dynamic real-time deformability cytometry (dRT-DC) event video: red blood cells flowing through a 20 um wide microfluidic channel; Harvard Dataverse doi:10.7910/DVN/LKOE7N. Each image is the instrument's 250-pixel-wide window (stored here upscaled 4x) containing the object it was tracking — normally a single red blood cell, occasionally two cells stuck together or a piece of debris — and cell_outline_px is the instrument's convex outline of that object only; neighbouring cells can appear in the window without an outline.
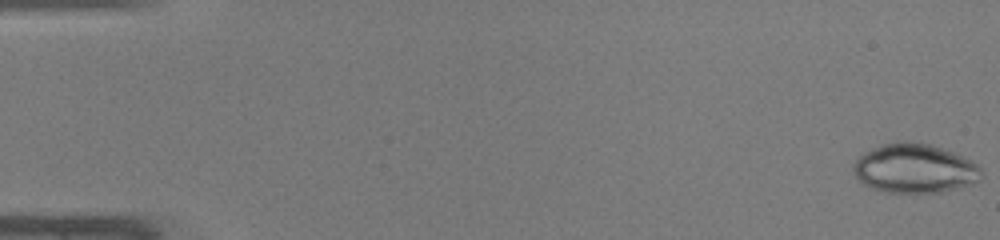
{"species": "common noctule bat (a hibernating species)", "species_latin": "Nyctalus noctula", "temperature_condition": "warm", "stored_images_in_passage": 47, "camera_frame_rate_fps": 3000, "um_per_image_px": 0.085, "animal": {"sex": "male", "body_mass_g": 19.0, "forearm_length_mm": 50.8}, "frame": {"image": 1, "passage_image": 1, "time_ms": 0.0, "image_size_px": [1000, 240], "cell_outline_px": [[980, 180], [972, 184], [944, 192], [888, 192], [872, 188], [864, 184], [856, 176], [852, 168], [852, 164], [864, 152], [872, 148], [884, 144], [900, 140], [928, 144], [952, 152], [976, 164], [980, 168]], "centroid_in_image_um": [77.71, 14.32], "position_along_channel_um": 7.3, "area_um2": 36.3}}
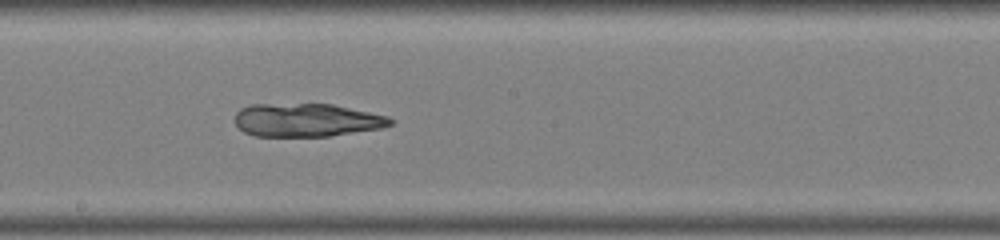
{"frame": {"image": 2, "passage_image": 27, "time_ms": 8.667, "image_size_px": [1000, 240], "cell_outline_px": [[396, 120], [392, 124], [384, 128], [328, 136], [252, 136], [244, 132], [236, 124], [236, 112], [240, 108], [252, 104], [332, 104], [388, 116]], "centroid_in_image_um": [26.09, 10.21], "position_along_channel_um": 222.1, "area_um2": 30.23}}
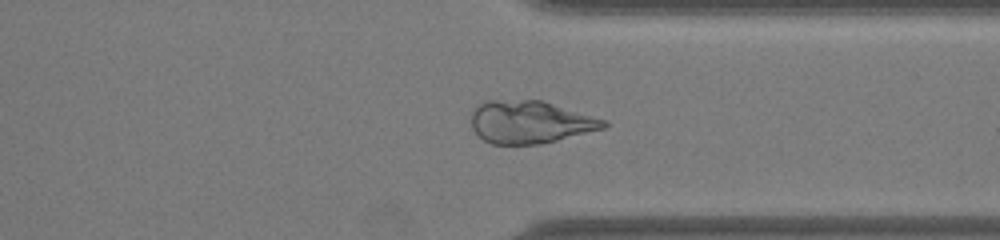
{"frame": {"image": 3, "passage_image": 37, "time_ms": 12.0, "image_size_px": [1000, 240], "cell_outline_px": [[608, 124], [604, 128], [540, 144], [492, 144], [484, 140], [472, 128], [472, 112], [476, 104], [484, 100], [540, 100], [608, 120]], "centroid_in_image_um": [45.04, 10.36], "position_along_channel_um": 366.4, "area_um2": 32.77}}